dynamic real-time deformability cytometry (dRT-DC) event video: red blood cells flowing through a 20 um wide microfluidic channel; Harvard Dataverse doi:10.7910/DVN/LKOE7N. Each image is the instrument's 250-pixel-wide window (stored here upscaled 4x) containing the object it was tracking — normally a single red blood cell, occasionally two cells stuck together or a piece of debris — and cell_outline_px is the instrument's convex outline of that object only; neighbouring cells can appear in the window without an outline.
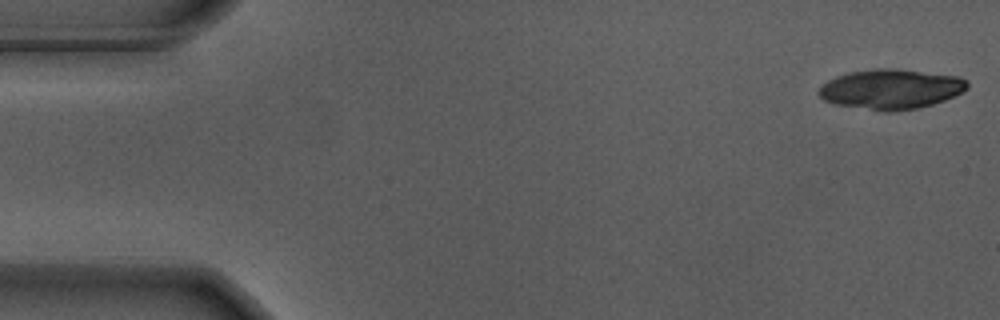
{"species": "Egyptian fruit bat (a non-hibernating species)", "species_latin": "Rousettus aegyptiacus", "temperature_condition": "warm", "stored_images_in_passage": 18, "camera_frame_rate_fps": 3000, "um_per_image_px": 0.085, "animal": {"sex": "male"}, "frame": {"image": 1, "passage_image": 1, "time_ms": 0.0, "image_size_px": [1000, 320], "cell_outline_px": [[968, 88], [964, 92], [944, 100], [932, 104], [916, 108], [892, 112], [884, 112], [832, 104], [824, 100], [816, 92], [820, 84], [836, 76], [848, 72], [872, 68], [896, 68], [960, 76], [968, 80]], "centroid_in_image_um": [75.7, 7.57], "position_along_channel_um": 9.3, "area_um2": 35.2}}